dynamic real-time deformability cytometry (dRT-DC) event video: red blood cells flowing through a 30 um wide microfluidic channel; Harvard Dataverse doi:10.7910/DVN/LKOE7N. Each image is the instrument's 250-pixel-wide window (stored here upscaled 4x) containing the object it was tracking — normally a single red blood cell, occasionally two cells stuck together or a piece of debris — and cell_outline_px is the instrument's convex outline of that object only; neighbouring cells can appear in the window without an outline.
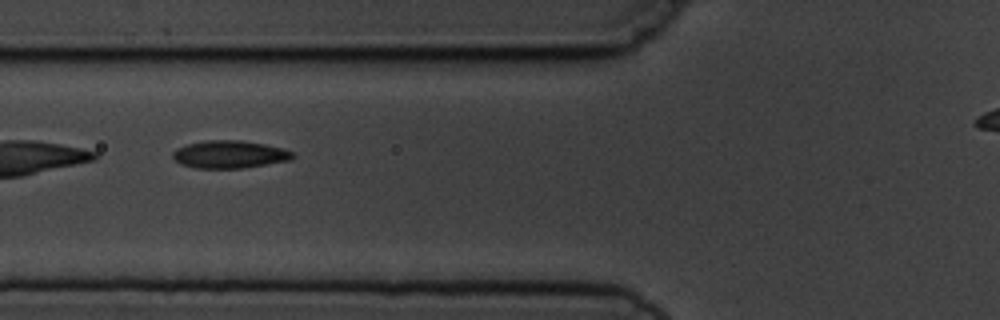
{"species": "common noctule bat (a hibernating species)", "species_latin": "Nyctalus noctula", "temperature_condition": "cold", "stored_images_in_passage": 2, "camera_frame_rate_fps": 3000, "um_per_image_px": 0.085, "animal": {"sex": "male", "body_mass_g": 19.5, "forearm_length_mm": 54.6}, "frame": {"image": 1, "passage_image": 2, "time_ms": 1.0, "image_size_px": [1000, 320], "cell_outline_px": [[296, 156], [292, 160], [240, 168], [196, 168], [180, 164], [172, 156], [172, 152], [176, 148], [188, 144], [204, 140], [240, 140], [264, 144], [284, 148], [292, 152]], "centroid_in_image_um": [19.52, 13.12], "position_along_channel_um": 106.3, "area_um2": 19.36}}